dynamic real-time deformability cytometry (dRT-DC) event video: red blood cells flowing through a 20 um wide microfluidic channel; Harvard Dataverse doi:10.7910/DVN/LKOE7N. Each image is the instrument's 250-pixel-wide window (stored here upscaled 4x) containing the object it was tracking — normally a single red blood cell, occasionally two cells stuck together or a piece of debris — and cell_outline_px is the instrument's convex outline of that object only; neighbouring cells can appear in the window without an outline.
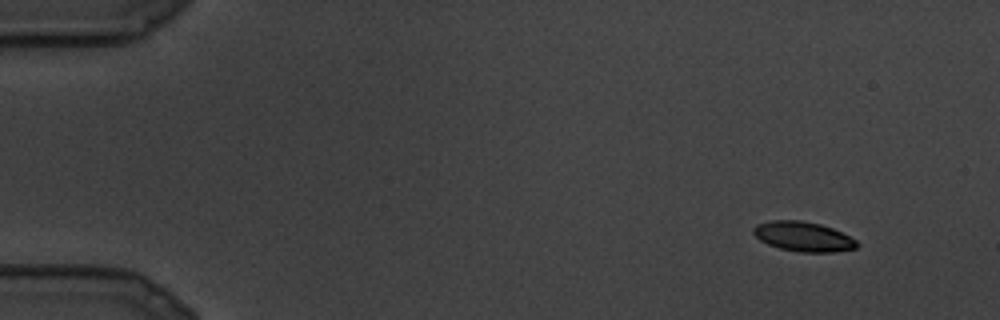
{"species": "common noctule bat (a hibernating species)", "species_latin": "Nyctalus noctula", "temperature_condition": "cold", "stored_images_in_passage": 26, "camera_frame_rate_fps": 3000, "um_per_image_px": 0.085, "animal": {"sex": "male", "body_mass_g": 19.5, "forearm_length_mm": 54.6}, "frame": {"image": 1, "passage_image": 2, "time_ms": 0.333, "image_size_px": [1000, 320], "cell_outline_px": [[860, 244], [856, 248], [836, 252], [800, 252], [780, 248], [768, 244], [760, 240], [752, 232], [752, 228], [756, 224], [772, 220], [800, 220], [820, 224], [832, 228], [856, 240]], "centroid_in_image_um": [68.27, 20.11], "position_along_channel_um": 16.7, "area_um2": 17.92}}
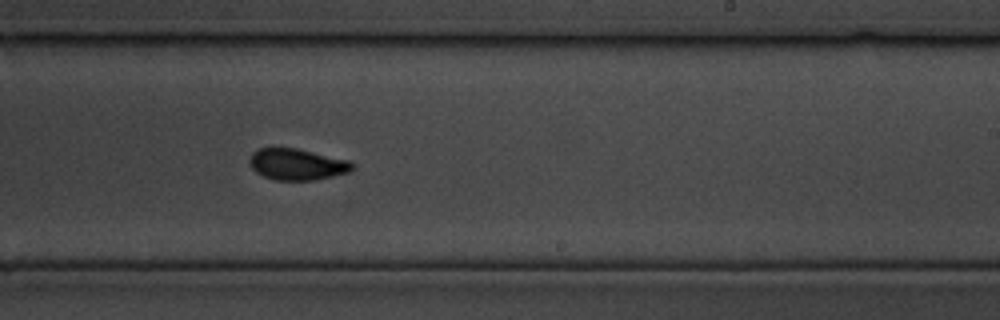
{"frame": {"image": 2, "passage_image": 16, "time_ms": 5.0, "image_size_px": [1000, 320], "cell_outline_px": [[352, 168], [348, 172], [332, 176], [312, 180], [276, 180], [264, 176], [256, 172], [252, 168], [248, 160], [252, 152], [256, 148], [272, 144], [296, 148], [352, 160]], "centroid_in_image_um": [25.17, 13.91], "position_along_channel_um": 263.8, "area_um2": 19.36}}
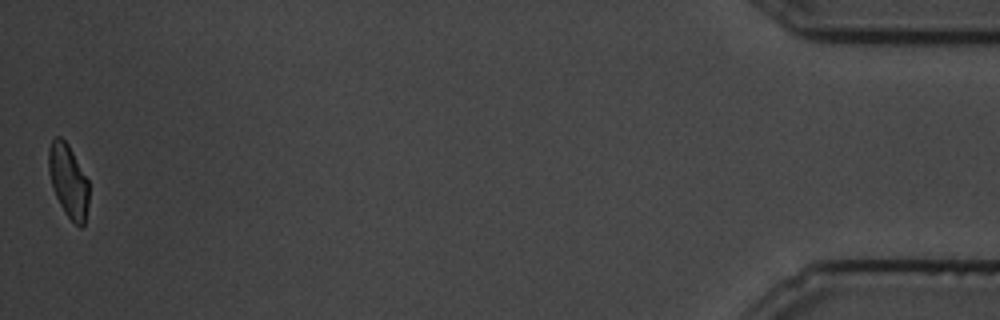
{"frame": {"image": 3, "passage_image": 26, "time_ms": 8.333, "image_size_px": [1000, 320], "cell_outline_px": [[88, 204], [84, 224], [80, 228], [64, 212], [52, 188], [48, 172], [48, 148], [52, 140], [56, 136], [60, 136], [68, 144], [88, 180]], "centroid_in_image_um": [5.79, 15.36], "position_along_channel_um": 429.4, "area_um2": 17.11}}